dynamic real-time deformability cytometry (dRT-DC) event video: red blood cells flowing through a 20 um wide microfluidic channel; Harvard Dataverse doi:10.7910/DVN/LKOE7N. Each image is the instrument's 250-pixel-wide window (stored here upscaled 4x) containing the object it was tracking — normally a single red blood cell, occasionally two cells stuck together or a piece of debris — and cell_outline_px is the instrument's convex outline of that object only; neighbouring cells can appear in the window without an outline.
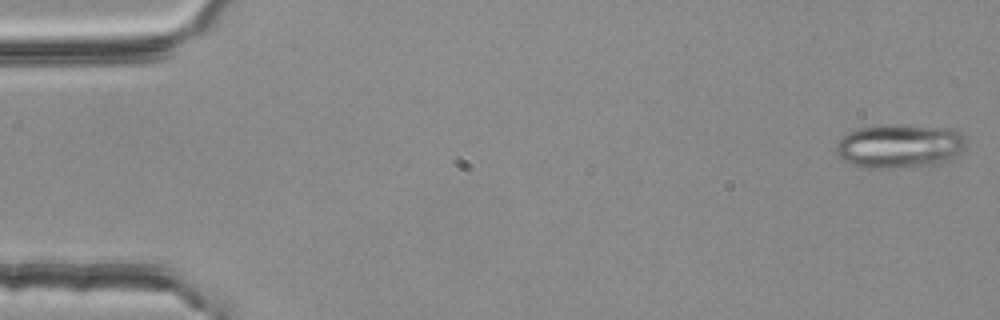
{"species": "common noctule bat (a hibernating species)", "species_latin": "Nyctalus noctula", "temperature_condition": "room temperature", "stored_images_in_passage": 54, "camera_frame_rate_fps": 3000, "um_per_image_px": 0.085, "animal": {"sex": "female", "body_mass_g": 25.1}, "frame": {"image": 1, "passage_image": 1, "time_ms": 0.0, "image_size_px": [1000, 320], "cell_outline_px": [[964, 144], [952, 160], [936, 164], [884, 168], [856, 164], [844, 160], [836, 152], [836, 144], [848, 132], [860, 128], [888, 124], [896, 124], [956, 128], [964, 136]], "centroid_in_image_um": [76.51, 12.37], "position_along_channel_um": 8.5, "area_um2": 32.77}}
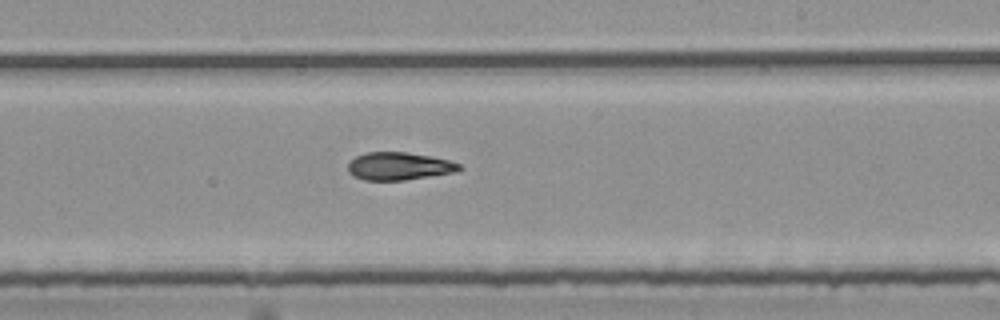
{"frame": {"image": 2, "passage_image": 32, "time_ms": 10.333, "image_size_px": [1000, 320], "cell_outline_px": [[464, 168], [456, 172], [404, 180], [364, 180], [348, 172], [348, 164], [356, 156], [368, 152], [404, 152], [428, 156], [448, 160], [460, 164]], "centroid_in_image_um": [33.93, 14.13], "position_along_channel_um": 255.1, "area_um2": 17.8}}
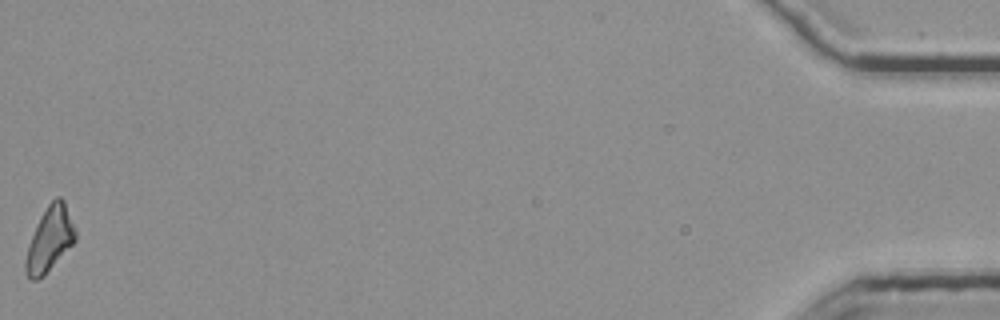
{"frame": {"image": 3, "passage_image": 54, "time_ms": 17.667, "image_size_px": [1000, 320], "cell_outline_px": [[76, 240], [44, 276], [36, 280], [32, 280], [24, 272], [24, 264], [28, 248], [32, 236], [40, 216], [48, 204], [56, 196], [60, 196], [64, 200], [76, 232]], "centroid_in_image_um": [4.22, 20.34], "position_along_channel_um": 431.0, "area_um2": 18.5}, "authors_computed_cell_mechanics": {"area_um2": 18.5538, "velocity_mm_per_s": 3.7944, "shape_relaxation_time_tau1_ms": 5.2492, "shape_relaxation_time_tau2_ms": 5.1177, "deformation_change_tau1": 0.1735, "deformation_change_tau2": 0.1257}}